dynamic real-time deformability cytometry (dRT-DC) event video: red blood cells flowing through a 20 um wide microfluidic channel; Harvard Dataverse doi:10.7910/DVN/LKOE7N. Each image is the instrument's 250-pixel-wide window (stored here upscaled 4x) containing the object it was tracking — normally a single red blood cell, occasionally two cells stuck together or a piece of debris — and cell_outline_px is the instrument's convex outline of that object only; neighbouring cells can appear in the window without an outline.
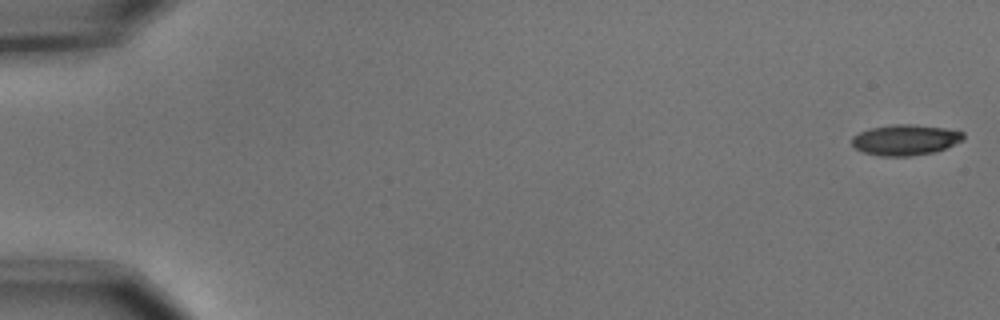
{"species": "common noctule bat (a hibernating species)", "species_latin": "Nyctalus noctula", "temperature_condition": "cold", "stored_images_in_passage": 7, "camera_frame_rate_fps": 3000, "um_per_image_px": 0.085, "animal": {"sex": "male", "body_mass_g": 15.6}, "frame": {"image": 1, "passage_image": 1, "time_ms": 0.0, "image_size_px": [1000, 320], "cell_outline_px": [[964, 140], [936, 152], [912, 156], [880, 156], [864, 152], [856, 148], [852, 144], [852, 136], [860, 132], [872, 128], [892, 124], [912, 124], [944, 128], [964, 132]], "centroid_in_image_um": [76.98, 11.89], "position_along_channel_um": 8.0, "area_um2": 19.94}}
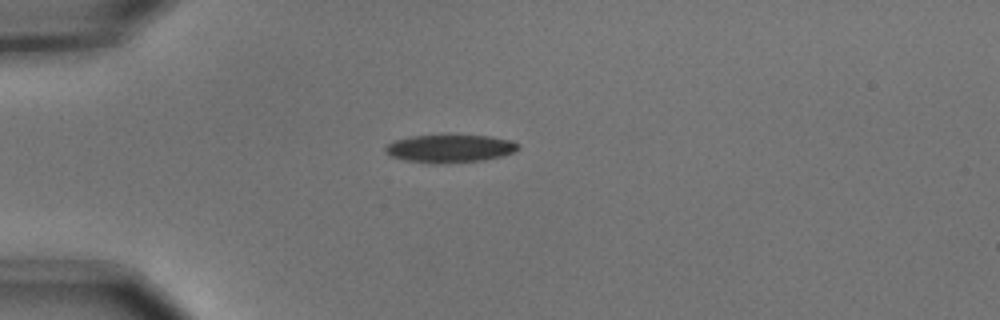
{"frame": {"image": 2, "passage_image": 5, "time_ms": 1.333, "image_size_px": [1000, 320], "cell_outline_px": [[520, 148], [504, 156], [484, 160], [440, 164], [428, 164], [404, 160], [388, 156], [384, 152], [384, 148], [388, 144], [396, 140], [412, 136], [488, 136], [508, 140], [520, 144]], "centroid_in_image_um": [38.2, 12.65], "position_along_channel_um": 46.8, "area_um2": 21.62}}
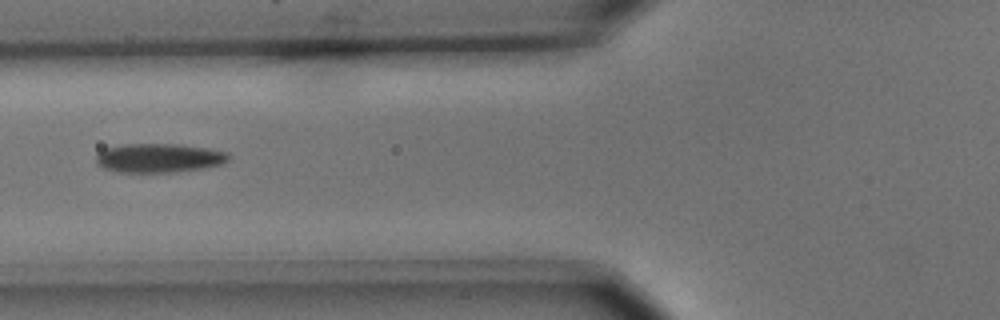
{"frame": {"image": 3, "passage_image": 7, "time_ms": 2.0, "image_size_px": [1000, 320], "cell_outline_px": [[232, 156], [224, 164], [204, 168], [172, 172], [120, 172], [104, 168], [96, 164], [96, 156], [100, 152], [108, 148], [124, 144], [180, 144], [208, 148], [228, 152]], "centroid_in_image_um": [13.57, 13.43], "position_along_channel_um": 112.2, "area_um2": 22.48}}